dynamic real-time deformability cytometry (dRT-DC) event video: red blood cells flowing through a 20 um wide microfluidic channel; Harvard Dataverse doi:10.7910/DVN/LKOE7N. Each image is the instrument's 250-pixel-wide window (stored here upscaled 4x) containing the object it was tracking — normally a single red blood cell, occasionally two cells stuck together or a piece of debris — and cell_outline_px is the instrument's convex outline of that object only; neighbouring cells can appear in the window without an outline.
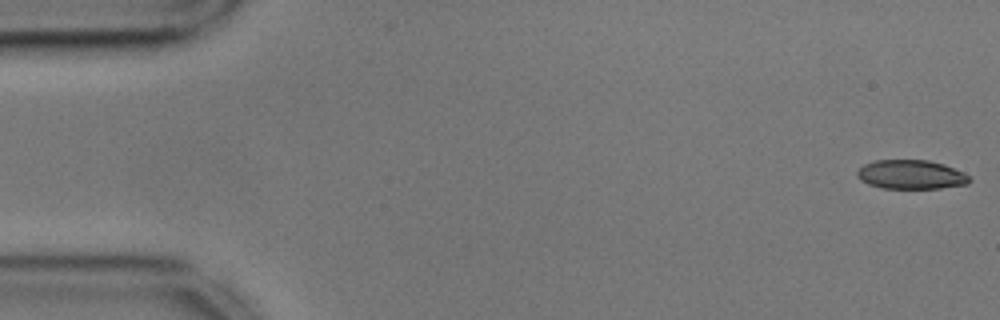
{"species": "common noctule bat (a hibernating species)", "species_latin": "Nyctalus noctula", "temperature_condition": "cold", "stored_images_in_passage": 50, "camera_frame_rate_fps": 3000, "um_per_image_px": 0.085, "animal": {"sex": "male", "body_mass_g": 17.9, "forearm_length_mm": 54.2}, "frame": {"image": 1, "passage_image": 1, "time_ms": 0.0, "image_size_px": [1000, 320], "cell_outline_px": [[972, 180], [968, 184], [940, 188], [884, 188], [868, 184], [860, 180], [856, 176], [856, 172], [864, 164], [872, 160], [928, 160], [944, 164], [968, 176]], "centroid_in_image_um": [77.39, 14.83], "position_along_channel_um": 7.6, "area_um2": 18.96}}
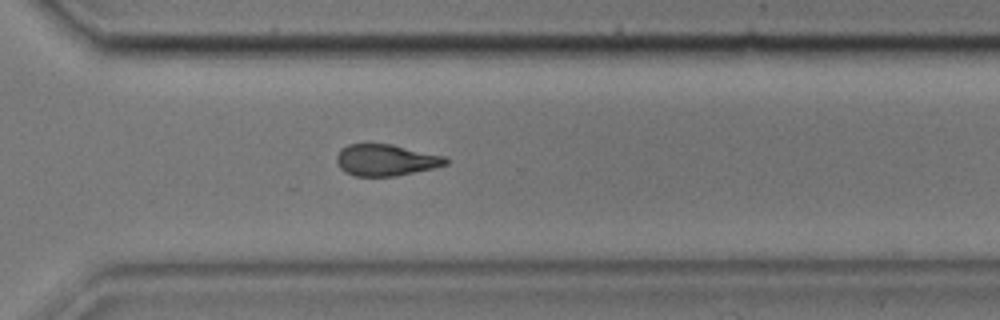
{"frame": {"image": 2, "passage_image": 39, "time_ms": 12.667, "image_size_px": [1000, 320], "cell_outline_px": [[448, 164], [432, 168], [396, 176], [356, 176], [340, 168], [336, 160], [336, 156], [340, 148], [348, 144], [392, 144], [444, 156], [448, 160]], "centroid_in_image_um": [32.78, 13.6], "position_along_channel_um": 337.8, "area_um2": 19.88}}
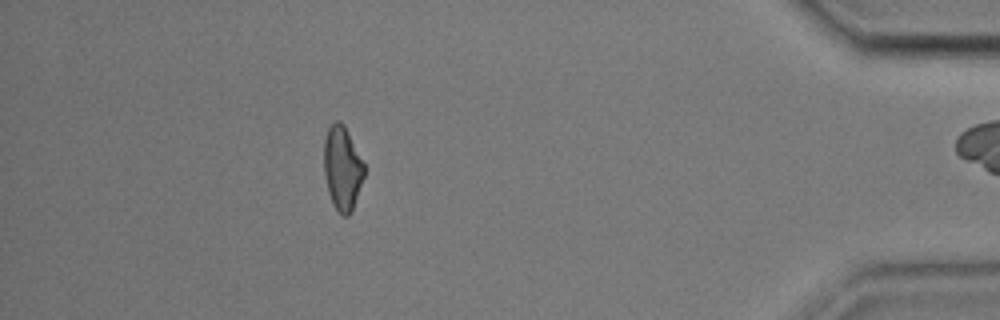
{"frame": {"image": 3, "passage_image": 49, "time_ms": 16.0, "image_size_px": [1000, 320], "cell_outline_px": [[364, 176], [352, 212], [348, 216], [344, 216], [332, 204], [328, 192], [324, 176], [324, 140], [328, 128], [336, 120], [340, 120], [344, 124], [364, 164]], "centroid_in_image_um": [29.09, 14.3], "position_along_channel_um": 406.1, "area_um2": 19.65}, "authors_computed_cell_mechanics": {"area_um2": 20.4901, "velocity_mm_per_s": 3.5938, "shape_relaxation_time_tau1_ms": 4.6603, "shape_relaxation_time_tau2_ms": 4.5169, "deformation_change_tau1": 0.1311, "deformation_change_tau2": 0.1255}}